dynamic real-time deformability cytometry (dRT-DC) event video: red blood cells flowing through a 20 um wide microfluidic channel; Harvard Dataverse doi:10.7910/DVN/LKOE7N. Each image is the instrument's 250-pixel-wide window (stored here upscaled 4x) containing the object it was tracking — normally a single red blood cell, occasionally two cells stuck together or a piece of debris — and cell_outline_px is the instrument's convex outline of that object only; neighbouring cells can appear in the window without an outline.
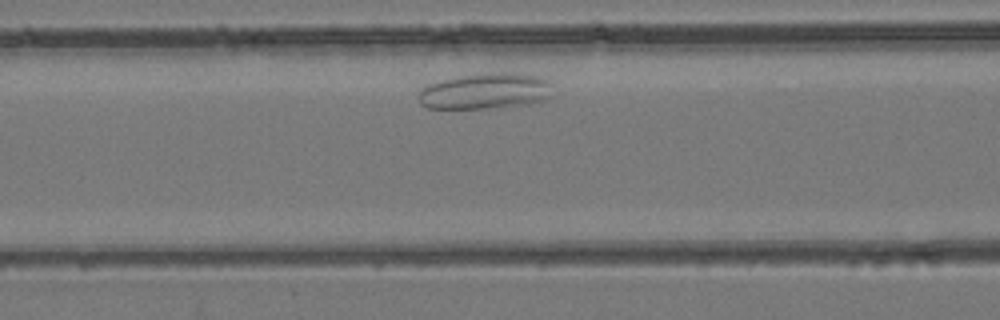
{"species": "common noctule bat (a hibernating species)", "species_latin": "Nyctalus noctula", "temperature_condition": "room temperature", "stored_images_in_passage": 26, "camera_frame_rate_fps": 3000, "um_per_image_px": 0.085, "animal": {"sex": "female", "body_mass_g": 24.6, "forearm_length_mm": 56.2}, "frame": {"image": 1, "passage_image": 25, "time_ms": 8.0, "image_size_px": [1000, 320], "cell_outline_px": [[552, 96], [548, 100], [532, 104], [496, 108], [428, 108], [420, 104], [420, 88], [424, 84], [452, 76], [472, 72], [524, 72], [540, 76], [552, 80]], "centroid_in_image_um": [41.33, 7.7], "position_along_channel_um": 125.3, "area_um2": 29.65}}